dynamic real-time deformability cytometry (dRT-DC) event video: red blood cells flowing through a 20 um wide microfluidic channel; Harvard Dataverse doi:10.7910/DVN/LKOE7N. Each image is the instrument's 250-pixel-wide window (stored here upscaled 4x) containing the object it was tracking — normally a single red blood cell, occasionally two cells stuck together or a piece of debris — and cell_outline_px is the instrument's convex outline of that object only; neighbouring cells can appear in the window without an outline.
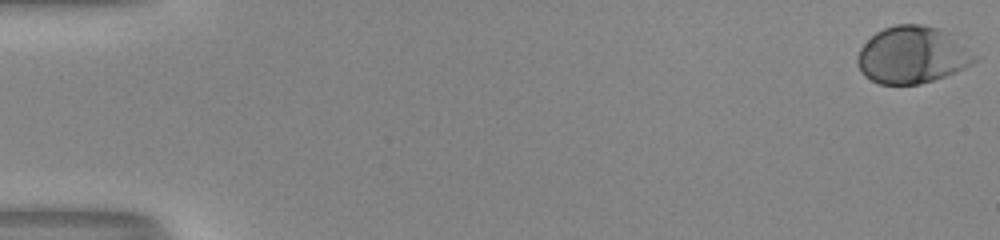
{"species": "human", "species_latin": "Homo sapiens", "temperature_condition": "room temperature", "stored_images_in_passage": 54, "camera_frame_rate_fps": 3000, "um_per_image_px": 0.085, "donor": {"sex": "male"}, "frame": {"image": 1, "passage_image": 1, "time_ms": 0.0, "image_size_px": [1000, 240], "cell_outline_px": [[980, 56], [972, 64], [956, 72], [920, 84], [880, 84], [864, 76], [860, 72], [856, 64], [856, 56], [860, 48], [876, 32], [884, 28], [896, 24], [920, 24], [940, 28], [948, 32]], "centroid_in_image_um": [77.55, 4.67], "position_along_channel_um": 7.4, "area_um2": 39.3}}
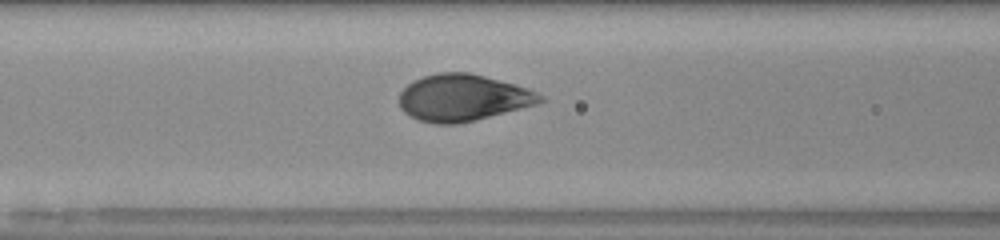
{"frame": {"image": 2, "passage_image": 24, "time_ms": 7.667, "image_size_px": [1000, 240], "cell_outline_px": [[548, 100], [536, 104], [456, 124], [436, 124], [420, 120], [404, 112], [400, 108], [400, 92], [408, 84], [424, 76], [436, 72], [468, 72], [484, 76], [528, 88], [544, 96]], "centroid_in_image_um": [39.34, 8.29], "position_along_channel_um": 127.3, "area_um2": 37.86}}
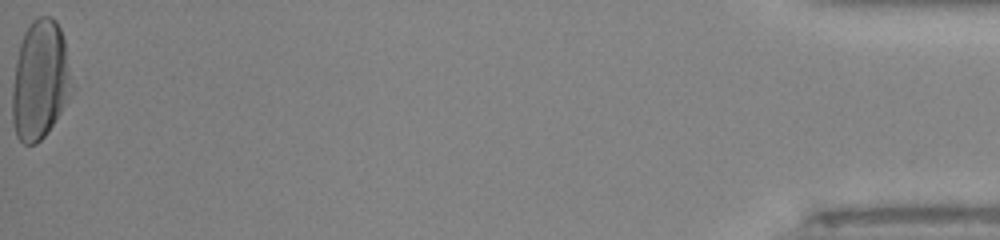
{"frame": {"image": 3, "passage_image": 54, "time_ms": 17.667, "image_size_px": [1000, 240], "cell_outline_px": [[72, 88], [60, 112], [44, 136], [36, 144], [24, 144], [16, 136], [12, 120], [12, 88], [16, 60], [20, 44], [24, 32], [32, 20], [36, 16], [52, 16], [56, 20], [60, 28], [64, 40]], "centroid_in_image_um": [3.37, 6.79], "position_along_channel_um": 431.8, "area_um2": 40.86}, "authors_computed_cell_mechanics": {"area_um2": 38.4659, "velocity_mm_per_s": 4.0272, "shape_relaxation_time_tau1_ms": 3.3681, "shape_relaxation_time_tau2_ms": null, "deformation_change_tau1": 0.1722, "deformation_change_tau2": null}}